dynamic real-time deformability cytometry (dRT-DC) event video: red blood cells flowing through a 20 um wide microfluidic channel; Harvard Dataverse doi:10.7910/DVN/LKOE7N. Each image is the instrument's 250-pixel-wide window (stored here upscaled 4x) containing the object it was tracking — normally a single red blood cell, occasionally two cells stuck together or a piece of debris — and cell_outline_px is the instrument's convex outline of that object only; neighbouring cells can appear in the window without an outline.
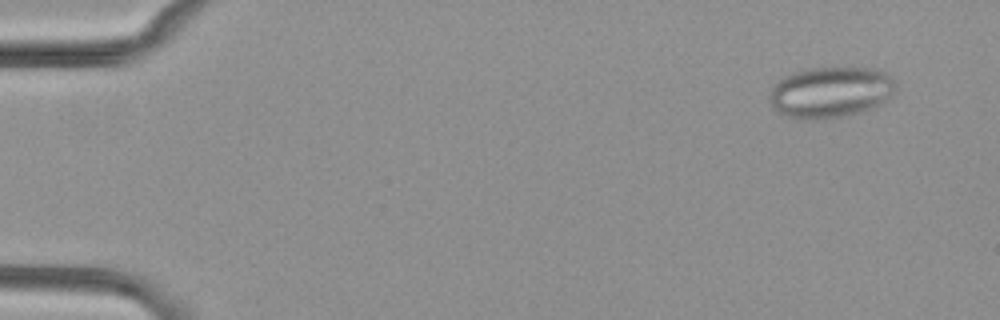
{"species": "common noctule bat (a hibernating species)", "species_latin": "Nyctalus noctula", "temperature_condition": "cold", "stored_images_in_passage": 54, "segment_of_instrument_passage": [1, 2], "camera_frame_rate_fps": 3000, "um_per_image_px": 0.085, "animal": {"sex": "female", "body_mass_g": 29.2, "forearm_length_mm": 56.3}, "frame": {"image": 1, "passage_image": 4, "time_ms": 1.0, "image_size_px": [1000, 320], "cell_outline_px": [[896, 88], [880, 104], [872, 108], [848, 116], [808, 120], [804, 120], [788, 116], [772, 108], [768, 100], [768, 96], [776, 80], [792, 72], [808, 68], [876, 68], [888, 72], [892, 76], [896, 84]], "centroid_in_image_um": [70.57, 7.83], "position_along_channel_um": 14.4, "area_um2": 37.92}}